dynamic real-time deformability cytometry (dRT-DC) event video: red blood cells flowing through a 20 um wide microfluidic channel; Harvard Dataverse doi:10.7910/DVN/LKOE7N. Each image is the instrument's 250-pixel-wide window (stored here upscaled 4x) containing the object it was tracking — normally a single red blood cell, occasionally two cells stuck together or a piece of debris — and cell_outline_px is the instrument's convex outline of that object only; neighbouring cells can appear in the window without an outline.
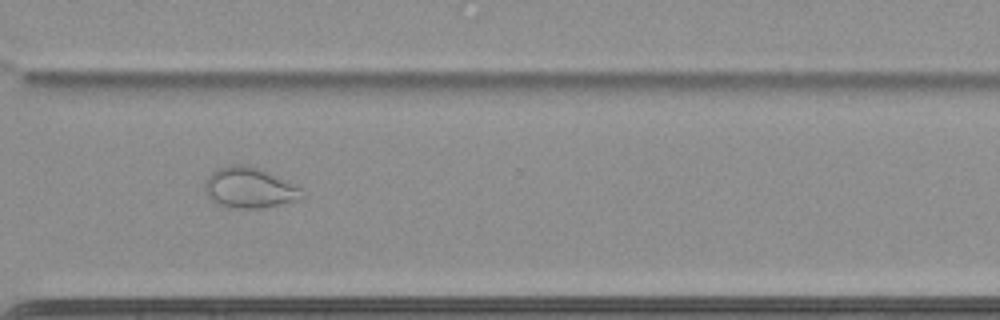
{"species": "common noctule bat (a hibernating species)", "species_latin": "Nyctalus noctula", "temperature_condition": "cold", "stored_images_in_passage": 52, "camera_frame_rate_fps": 3000, "um_per_image_px": 0.085, "animal": {"sex": "female", "body_mass_g": 22.7, "forearm_length_mm": 54.2}, "frame": {"image": 1, "passage_image": 37, "time_ms": 12.0, "image_size_px": [1000, 320], "cell_outline_px": [[304, 196], [300, 200], [284, 204], [260, 208], [224, 208], [212, 200], [204, 192], [204, 184], [208, 176], [212, 172], [220, 168], [232, 164], [248, 164], [288, 180], [304, 188]], "centroid_in_image_um": [21.24, 15.97], "position_along_channel_um": 349.4, "area_um2": 23.52}, "authors_computed_cell_mechanics": {"area_um2": 25.432, "velocity_mm_per_s": 3.4684, "shape_relaxation_time_tau1_ms": null, "shape_relaxation_time_tau2_ms": 2.8766, "deformation_change_tau1": null, "deformation_change_tau2": 0.0663}}